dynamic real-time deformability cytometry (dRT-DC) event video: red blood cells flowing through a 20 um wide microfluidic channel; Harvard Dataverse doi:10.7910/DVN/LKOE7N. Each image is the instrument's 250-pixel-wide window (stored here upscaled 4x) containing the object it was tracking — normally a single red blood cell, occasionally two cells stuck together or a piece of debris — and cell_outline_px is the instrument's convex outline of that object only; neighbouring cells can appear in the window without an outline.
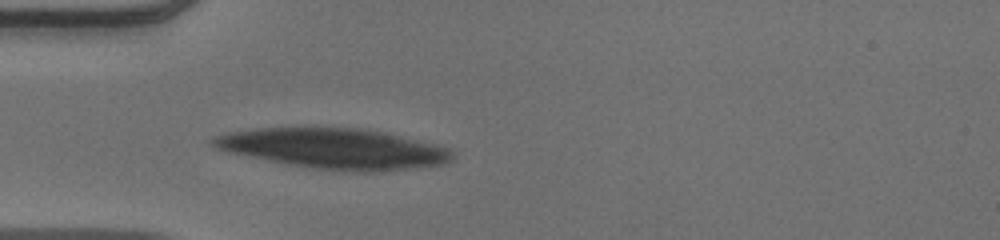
{"species": "human", "species_latin": "Homo sapiens", "temperature_condition": "warm", "stored_images_in_passage": 39, "camera_frame_rate_fps": 3000, "um_per_image_px": 0.085, "donor": {"sex": "male"}, "frame": {"image": 1, "passage_image": 1, "time_ms": 0.0, "image_size_px": [1000, 240], "cell_outline_px": [[456, 156], [452, 160], [444, 164], [380, 172], [348, 172], [308, 168], [224, 152], [208, 144], [208, 140], [212, 136], [228, 132], [256, 128], [360, 128], [384, 132], [436, 144], [452, 148], [456, 152]], "centroid_in_image_um": [28.38, 12.64], "position_along_channel_um": 56.6, "area_um2": 57.16}}
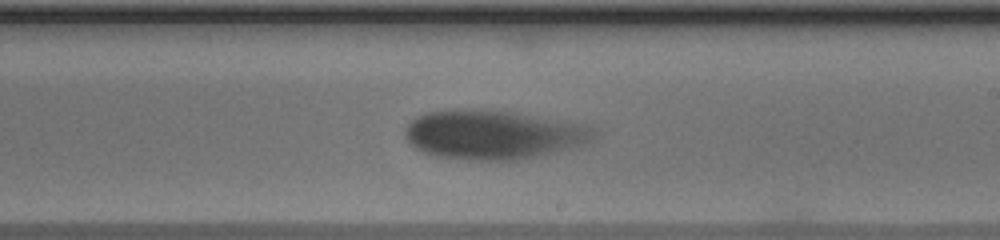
{"frame": {"image": 2, "passage_image": 17, "time_ms": 5.333, "image_size_px": [1000, 240], "cell_outline_px": [[596, 136], [592, 140], [576, 148], [544, 156], [520, 160], [468, 160], [436, 156], [424, 152], [408, 144], [404, 136], [404, 128], [416, 116], [428, 112], [456, 108], [484, 108], [512, 112], [592, 124], [596, 128]], "centroid_in_image_um": [41.99, 11.44], "position_along_channel_um": 247.0, "area_um2": 55.66}}
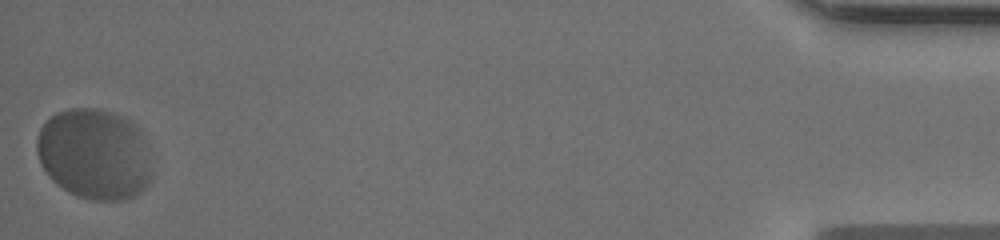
{"frame": {"image": 3, "passage_image": 39, "time_ms": 12.667, "image_size_px": [1000, 240], "cell_outline_px": [[152, 176], [148, 184], [140, 192], [124, 200], [92, 200], [76, 196], [68, 192], [56, 184], [48, 176], [40, 164], [36, 152], [36, 136], [40, 128], [56, 112], [68, 108], [96, 108], [112, 112], [136, 124], [140, 128], [144, 140], [152, 168]], "centroid_in_image_um": [8.0, 13.1], "position_along_channel_um": 427.2, "area_um2": 61.5}}